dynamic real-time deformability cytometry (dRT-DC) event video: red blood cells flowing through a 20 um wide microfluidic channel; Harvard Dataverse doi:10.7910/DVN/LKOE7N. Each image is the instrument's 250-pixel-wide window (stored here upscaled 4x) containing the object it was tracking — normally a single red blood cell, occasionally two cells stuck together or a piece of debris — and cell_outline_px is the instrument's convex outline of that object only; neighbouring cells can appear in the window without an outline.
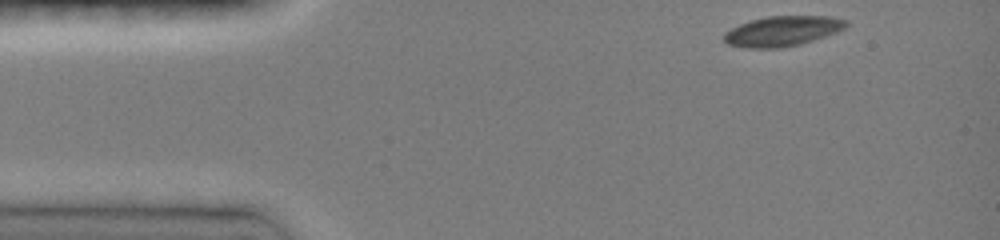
{"species": "common noctule bat (a hibernating species)", "species_latin": "Nyctalus noctula", "temperature_condition": "room temperature", "stored_images_in_passage": 34, "camera_frame_rate_fps": 3000, "um_per_image_px": 0.085, "animal": {"sex": "female", "body_mass_g": 19.0, "forearm_length_mm": 51.5}, "frame": {"image": 1, "passage_image": 1, "time_ms": 0.0, "image_size_px": [1000, 240], "cell_outline_px": [[848, 24], [844, 28], [836, 32], [800, 44], [780, 48], [748, 48], [728, 44], [724, 40], [724, 32], [740, 24], [752, 20], [768, 16], [832, 16], [848, 20]], "centroid_in_image_um": [66.52, 2.64], "position_along_channel_um": 18.5, "area_um2": 21.27}}
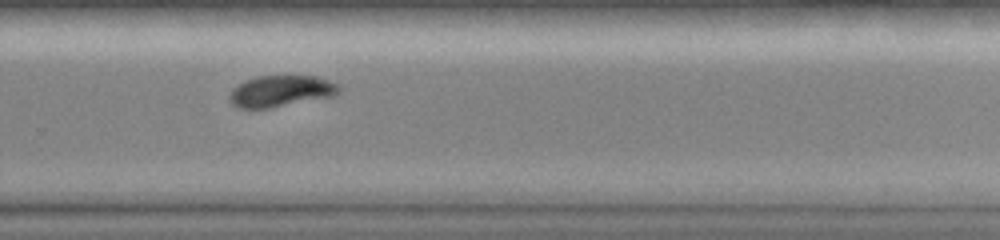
{"frame": {"image": 2, "passage_image": 25, "time_ms": 9.0, "image_size_px": [1000, 240], "cell_outline_px": [[340, 92], [336, 96], [272, 108], [236, 108], [228, 100], [228, 96], [232, 88], [244, 80], [260, 76], [316, 76], [340, 84]], "centroid_in_image_um": [23.88, 7.75], "position_along_channel_um": 305.9, "area_um2": 20.4}}
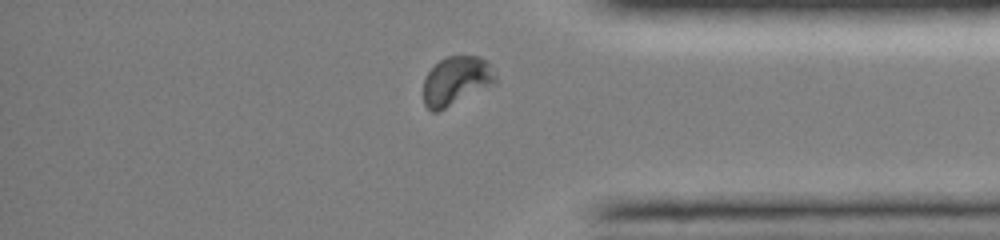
{"frame": {"image": 3, "passage_image": 31, "time_ms": 11.333, "image_size_px": [1000, 240], "cell_outline_px": [[496, 84], [436, 112], [432, 112], [424, 104], [424, 80], [428, 72], [440, 60], [448, 56], [476, 56], [488, 60], [496, 76]], "centroid_in_image_um": [38.8, 6.86], "position_along_channel_um": 396.4, "area_um2": 20.4}, "authors_computed_cell_mechanics": {"area_um2": 21.3571, "velocity_mm_per_s": 4.013, "shape_relaxation_time_tau1_ms": 2.186, "shape_relaxation_time_tau2_ms": 5.7097, "deformation_change_tau1": 0.1012, "deformation_change_tau2": 0.0833}}